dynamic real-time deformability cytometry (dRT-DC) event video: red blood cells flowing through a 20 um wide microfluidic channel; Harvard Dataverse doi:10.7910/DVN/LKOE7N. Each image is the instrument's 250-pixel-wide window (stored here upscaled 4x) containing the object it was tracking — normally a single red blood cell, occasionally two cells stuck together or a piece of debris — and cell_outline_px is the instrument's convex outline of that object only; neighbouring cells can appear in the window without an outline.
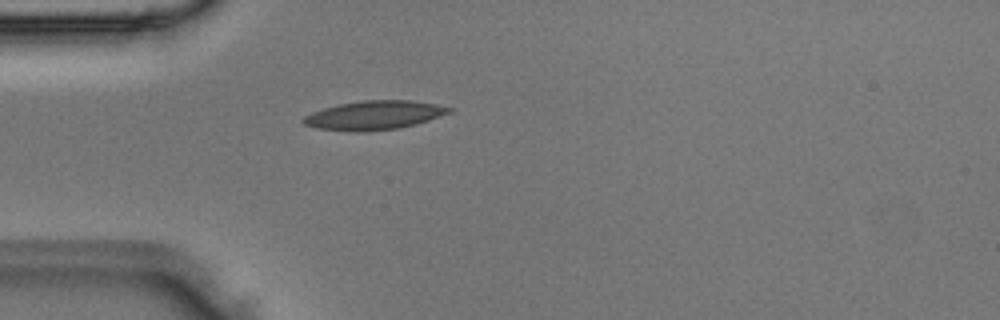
{"species": "Egyptian fruit bat (a non-hibernating species)", "species_latin": "Rousettus aegyptiacus", "temperature_condition": "room temperature", "stored_images_in_passage": 1, "camera_frame_rate_fps": 3000, "um_per_image_px": 0.085, "animal": {"sex": "male"}, "frame": {"image": 1, "passage_image": 1, "time_ms": 0.0, "image_size_px": [1000, 320], "cell_outline_px": [[456, 108], [452, 112], [416, 124], [400, 128], [364, 132], [356, 132], [316, 128], [304, 124], [300, 120], [304, 116], [312, 112], [324, 108], [340, 104], [364, 100], [412, 100], [436, 104]], "centroid_in_image_um": [31.83, 9.8], "position_along_channel_um": 53.2, "area_um2": 24.74}}